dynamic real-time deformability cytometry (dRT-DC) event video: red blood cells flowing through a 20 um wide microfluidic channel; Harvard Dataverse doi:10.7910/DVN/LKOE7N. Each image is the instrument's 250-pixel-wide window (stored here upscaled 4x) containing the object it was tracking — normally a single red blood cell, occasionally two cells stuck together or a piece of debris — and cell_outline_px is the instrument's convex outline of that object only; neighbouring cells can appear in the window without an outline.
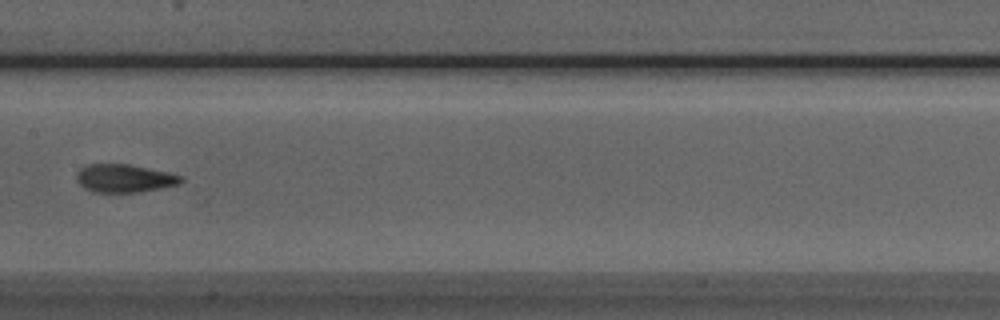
{"species": "Egyptian fruit bat (a non-hibernating species)", "species_latin": "Rousettus aegyptiacus", "temperature_condition": "room temperature", "stored_images_in_passage": 8, "camera_frame_rate_fps": 3000, "um_per_image_px": 0.085, "animal": {"sex": "male"}, "frame": {"image": 1, "passage_image": 7, "time_ms": 7.667, "image_size_px": [1000, 320], "cell_outline_px": [[184, 180], [180, 184], [160, 188], [136, 192], [96, 192], [84, 188], [76, 180], [76, 176], [80, 168], [88, 164], [128, 164], [168, 172], [184, 176]], "centroid_in_image_um": [10.59, 15.15], "position_along_channel_um": 196.8, "area_um2": 17.05}}
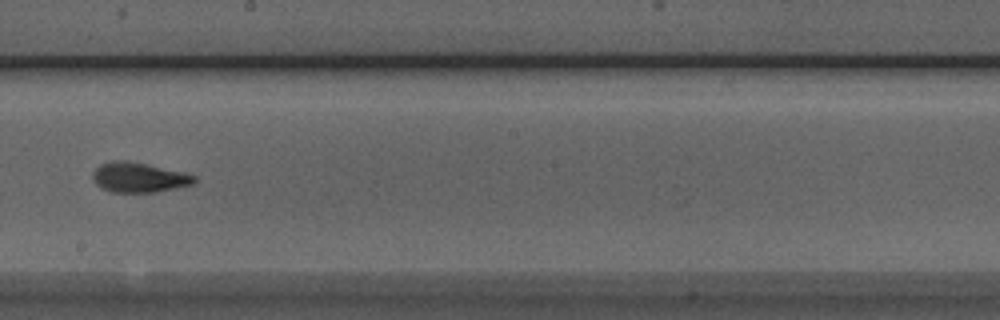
{"frame": {"image": 2, "passage_image": 8, "time_ms": 8.667, "image_size_px": [1000, 320], "cell_outline_px": [[196, 184], [156, 192], [112, 192], [96, 184], [92, 176], [92, 172], [100, 164], [112, 160], [128, 160], [148, 164], [184, 172], [196, 176]], "centroid_in_image_um": [11.83, 15.07], "position_along_channel_um": 236.4, "area_um2": 17.86}}